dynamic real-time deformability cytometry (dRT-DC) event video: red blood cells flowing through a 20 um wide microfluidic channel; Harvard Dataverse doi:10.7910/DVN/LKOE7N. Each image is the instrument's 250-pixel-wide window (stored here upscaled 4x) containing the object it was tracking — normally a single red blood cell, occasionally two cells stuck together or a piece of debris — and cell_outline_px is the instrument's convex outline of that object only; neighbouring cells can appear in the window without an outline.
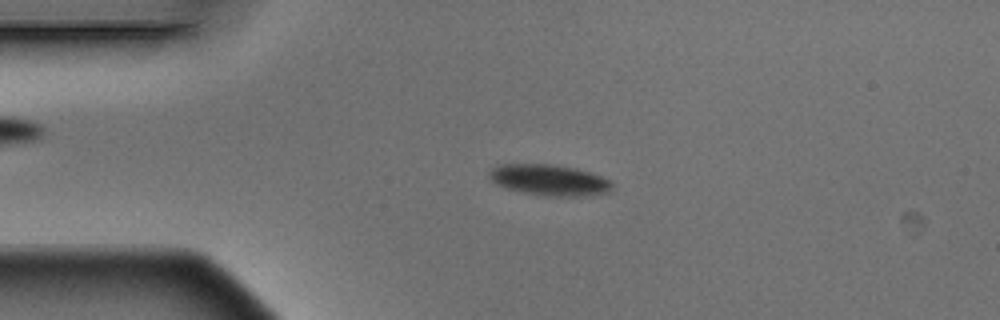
{"species": "Egyptian fruit bat (a non-hibernating species)", "species_latin": "Rousettus aegyptiacus", "temperature_condition": "warm", "stored_images_in_passage": 3, "camera_frame_rate_fps": 3000, "um_per_image_px": 0.085, "animal": {"sex": "male"}, "frame": {"image": 1, "passage_image": 2, "time_ms": 0.333, "image_size_px": [1000, 320], "cell_outline_px": [[612, 188], [608, 192], [588, 196], [548, 196], [520, 192], [504, 188], [496, 184], [488, 176], [488, 172], [492, 168], [500, 164], [552, 164], [576, 168], [600, 176], [608, 180], [612, 184]], "centroid_in_image_um": [46.65, 15.3], "position_along_channel_um": 38.4, "area_um2": 22.25}}